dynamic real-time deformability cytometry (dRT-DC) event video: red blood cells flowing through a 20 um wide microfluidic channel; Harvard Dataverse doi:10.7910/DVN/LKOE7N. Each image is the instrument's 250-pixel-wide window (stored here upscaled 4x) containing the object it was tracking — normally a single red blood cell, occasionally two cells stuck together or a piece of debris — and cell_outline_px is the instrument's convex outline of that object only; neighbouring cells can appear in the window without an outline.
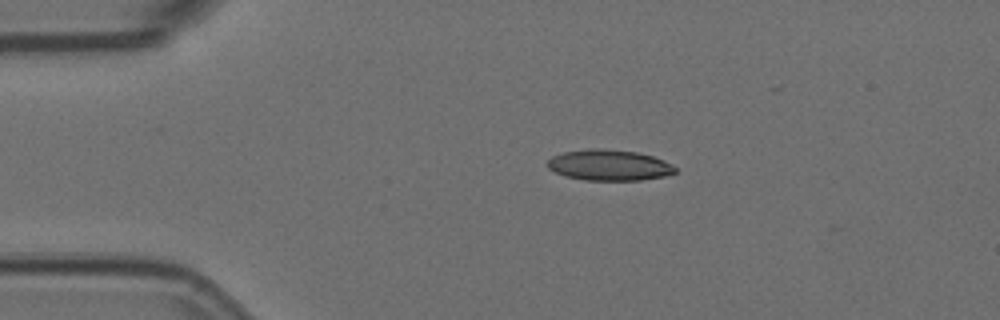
{"species": "Egyptian fruit bat (a non-hibernating species)", "species_latin": "Rousettus aegyptiacus", "temperature_condition": "room temperature", "stored_images_in_passage": 4, "camera_frame_rate_fps": 3000, "um_per_image_px": 0.085, "animal": {"sex": "female"}, "frame": {"image": 1, "passage_image": 2, "time_ms": 0.333, "image_size_px": [1000, 320], "cell_outline_px": [[676, 172], [664, 176], [640, 180], [588, 180], [568, 176], [556, 172], [548, 168], [548, 160], [552, 156], [564, 152], [592, 148], [596, 148], [636, 152], [652, 156], [664, 160], [676, 168]], "centroid_in_image_um": [51.79, 14.03], "position_along_channel_um": 33.2, "area_um2": 22.6}}